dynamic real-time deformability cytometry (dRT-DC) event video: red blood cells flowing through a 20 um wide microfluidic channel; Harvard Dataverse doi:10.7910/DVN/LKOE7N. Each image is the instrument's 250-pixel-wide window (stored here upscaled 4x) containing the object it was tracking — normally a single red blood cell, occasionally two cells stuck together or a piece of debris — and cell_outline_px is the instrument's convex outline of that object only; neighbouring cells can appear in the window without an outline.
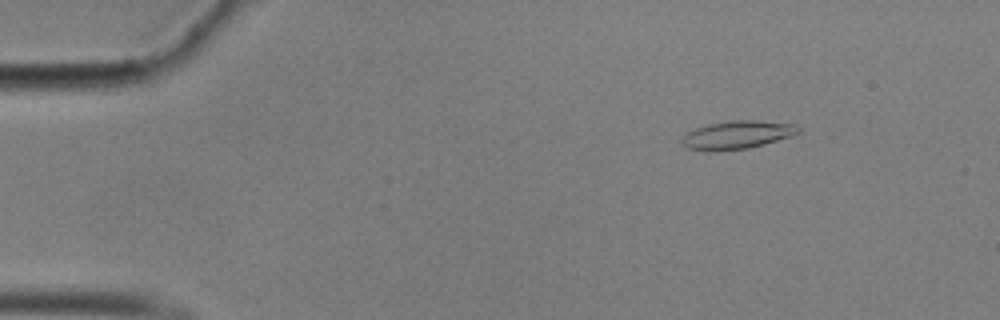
{"species": "common noctule bat (a hibernating species)", "species_latin": "Nyctalus noctula", "temperature_condition": "cold", "stored_images_in_passage": 19, "camera_frame_rate_fps": 3000, "um_per_image_px": 0.085, "animal": {"sex": "male", "body_mass_g": 17.9}, "frame": {"image": 1, "passage_image": 8, "time_ms": 2.333, "image_size_px": [1000, 320], "cell_outline_px": [[800, 132], [792, 136], [764, 144], [748, 148], [688, 148], [680, 140], [688, 132], [696, 128], [708, 124], [728, 120], [752, 120], [796, 124], [800, 128]], "centroid_in_image_um": [62.76, 11.4], "position_along_channel_um": 22.2, "area_um2": 18.26}}